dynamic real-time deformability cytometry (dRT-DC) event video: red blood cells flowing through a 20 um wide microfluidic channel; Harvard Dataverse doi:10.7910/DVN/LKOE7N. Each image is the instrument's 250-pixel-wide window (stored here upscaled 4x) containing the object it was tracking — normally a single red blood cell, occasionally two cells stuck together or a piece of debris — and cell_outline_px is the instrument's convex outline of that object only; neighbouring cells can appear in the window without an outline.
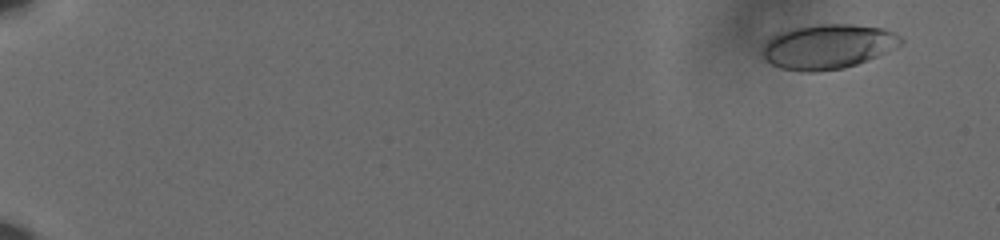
{"species": "human", "species_latin": "Homo sapiens", "temperature_condition": "cold", "stored_images_in_passage": 61, "camera_frame_rate_fps": 3000, "um_per_image_px": 0.085, "donor": {"sex": "male"}, "frame": {"image": 1, "passage_image": 5, "time_ms": 1.333, "image_size_px": [1000, 240], "cell_outline_px": [[904, 44], [868, 60], [844, 68], [816, 72], [804, 72], [780, 68], [764, 60], [764, 44], [776, 32], [792, 28], [816, 24], [852, 24], [884, 28], [900, 36], [904, 40]], "centroid_in_image_um": [70.38, 3.95], "position_along_channel_um": 14.6, "area_um2": 36.24}}
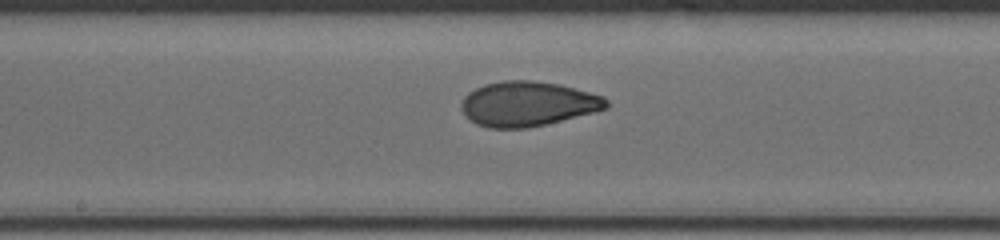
{"frame": {"image": 2, "passage_image": 36, "time_ms": 11.667, "image_size_px": [1000, 240], "cell_outline_px": [[608, 108], [528, 128], [488, 128], [476, 124], [460, 108], [460, 104], [464, 96], [468, 92], [484, 84], [504, 80], [532, 80], [560, 84], [604, 96], [608, 100]], "centroid_in_image_um": [44.84, 8.81], "position_along_channel_um": 203.4, "area_um2": 37.69}}
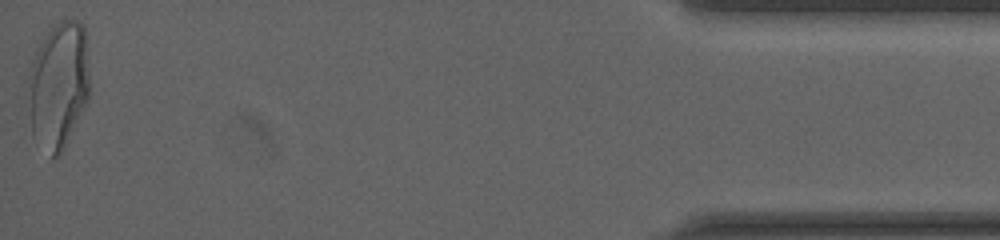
{"frame": {"image": 3, "passage_image": 61, "time_ms": 20.0, "image_size_px": [1000, 240], "cell_outline_px": [[88, 100], [60, 156], [52, 160], [32, 136], [28, 76], [32, 60], [40, 44], [48, 32], [60, 20], [76, 20], [84, 24], [88, 72]], "centroid_in_image_um": [4.97, 7.29], "position_along_channel_um": 430.2, "area_um2": 45.08}, "authors_computed_cell_mechanics": {"area_um2": 36.4718, "velocity_mm_per_s": 3.6094, "shape_relaxation_time_tau1_ms": 6.5148, "shape_relaxation_time_tau2_ms": 0.9483, "deformation_change_tau1": 0.1849, "deformation_change_tau2": 0.0504}}